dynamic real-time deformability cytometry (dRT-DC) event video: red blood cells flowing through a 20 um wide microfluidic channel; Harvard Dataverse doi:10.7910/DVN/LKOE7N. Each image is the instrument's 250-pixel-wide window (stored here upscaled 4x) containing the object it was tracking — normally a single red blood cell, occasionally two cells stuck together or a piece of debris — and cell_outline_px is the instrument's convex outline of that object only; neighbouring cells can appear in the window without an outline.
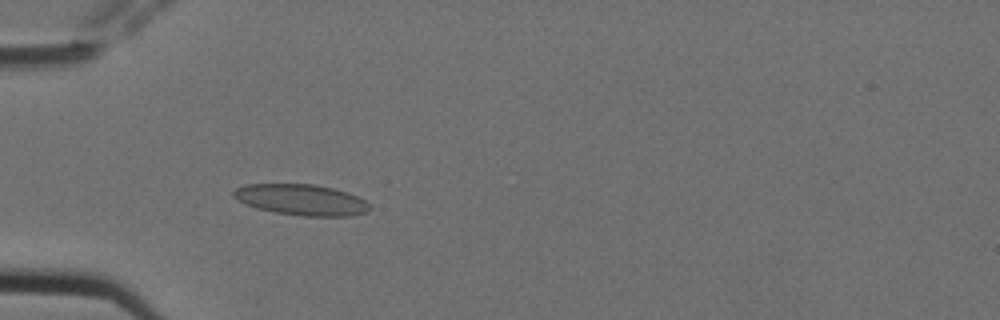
{"species": "Egyptian fruit bat (a non-hibernating species)", "species_latin": "Rousettus aegyptiacus", "temperature_condition": "cold", "stored_images_in_passage": 5, "camera_frame_rate_fps": 3000, "um_per_image_px": 0.085, "animal": {"sex": "female"}, "frame": {"image": 1, "passage_image": 5, "time_ms": 1.333, "image_size_px": [1000, 320], "cell_outline_px": [[368, 212], [352, 216], [304, 216], [276, 212], [256, 208], [244, 204], [232, 196], [232, 192], [236, 188], [244, 184], [312, 184], [332, 188], [348, 192], [364, 200], [368, 204]], "centroid_in_image_um": [25.58, 16.98], "position_along_channel_um": 59.4, "area_um2": 24.51}}